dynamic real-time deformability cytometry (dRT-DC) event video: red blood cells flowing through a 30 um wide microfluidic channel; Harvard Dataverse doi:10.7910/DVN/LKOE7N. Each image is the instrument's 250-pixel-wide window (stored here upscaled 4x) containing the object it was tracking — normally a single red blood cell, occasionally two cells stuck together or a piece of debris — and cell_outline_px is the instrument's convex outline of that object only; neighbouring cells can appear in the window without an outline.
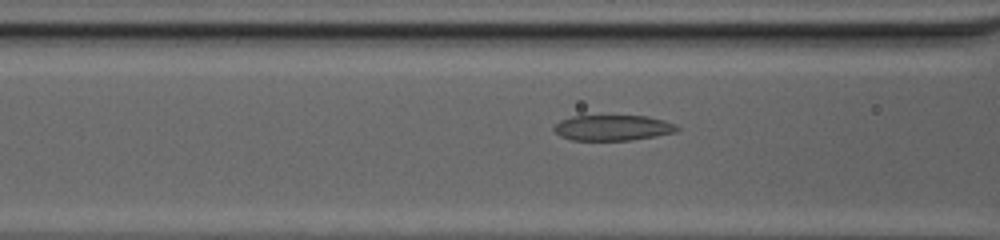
{"species": "common noctule bat (a hibernating species)", "species_latin": "Nyctalus noctula", "temperature_condition": "cold", "stored_images_in_passage": 7, "camera_frame_rate_fps": 3000, "um_per_image_px": 0.085, "animal": {"sex": "female", "body_mass_g": 20.0, "forearm_length_mm": 54.0}, "frame": {"image": 1, "passage_image": 6, "time_ms": 1.667, "image_size_px": [1000, 240], "cell_outline_px": [[680, 128], [676, 132], [656, 136], [632, 140], [572, 140], [560, 136], [552, 128], [560, 120], [572, 116], [648, 116], [664, 120], [676, 124]], "centroid_in_image_um": [52.1, 10.86], "position_along_channel_um": 114.5, "area_um2": 18.38}}